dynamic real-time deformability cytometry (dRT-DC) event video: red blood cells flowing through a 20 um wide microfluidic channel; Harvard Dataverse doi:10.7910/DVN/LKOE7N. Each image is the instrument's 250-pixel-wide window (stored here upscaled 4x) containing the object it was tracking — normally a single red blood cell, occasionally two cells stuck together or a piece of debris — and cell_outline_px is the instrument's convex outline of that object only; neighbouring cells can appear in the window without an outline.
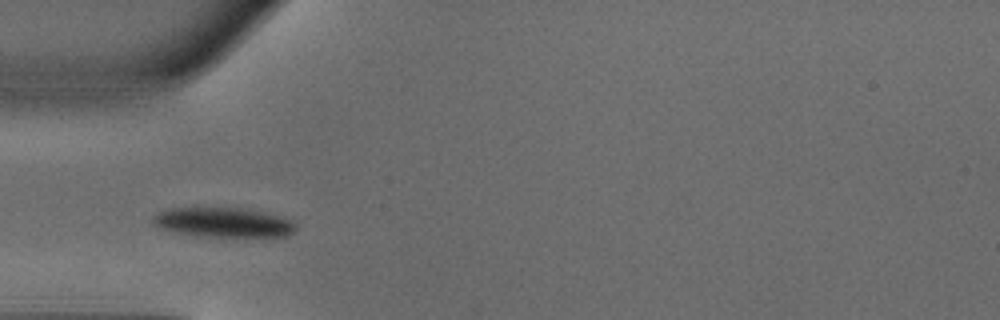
{"species": "common noctule bat (a hibernating species)", "species_latin": "Nyctalus noctula", "temperature_condition": "warm", "stored_images_in_passage": 34, "camera_frame_rate_fps": 3000, "um_per_image_px": 0.085, "animal": {"sex": "male", "body_mass_g": 18.8}, "frame": {"image": 1, "passage_image": 2, "time_ms": 0.333, "image_size_px": [1000, 320], "cell_outline_px": [[296, 228], [292, 232], [284, 236], [196, 236], [172, 232], [160, 228], [152, 224], [152, 216], [168, 208], [244, 208], [264, 212], [280, 216], [292, 220], [296, 224]], "centroid_in_image_um": [18.94, 18.9], "position_along_channel_um": 66.1, "area_um2": 24.68}}
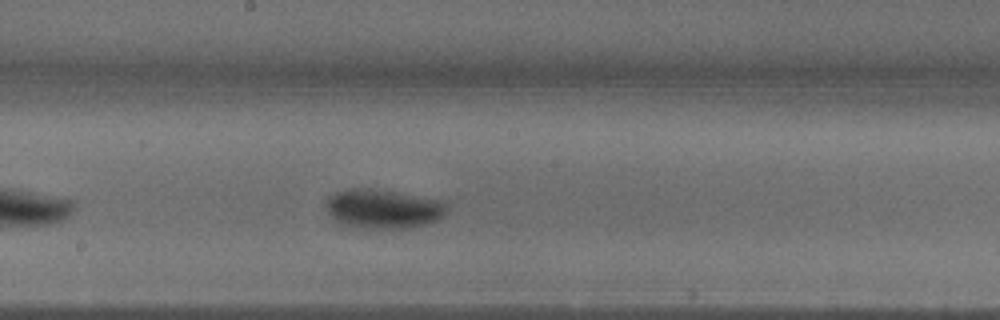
{"frame": {"image": 2, "passage_image": 13, "time_ms": 4.0, "image_size_px": [1000, 320], "cell_outline_px": [[448, 208], [444, 216], [436, 220], [424, 224], [408, 228], [352, 228], [332, 220], [324, 204], [324, 200], [328, 196], [336, 192], [348, 188], [372, 188], [444, 200], [448, 204]], "centroid_in_image_um": [32.53, 17.74], "position_along_channel_um": 215.7, "area_um2": 28.21}}
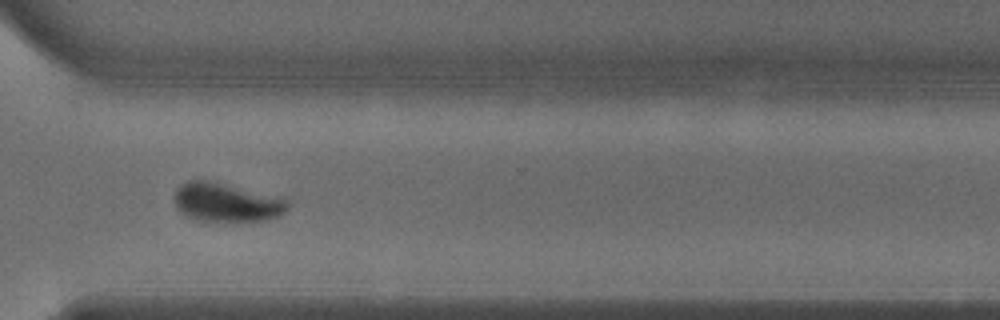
{"frame": {"image": 3, "passage_image": 23, "time_ms": 7.333, "image_size_px": [1000, 320], "cell_outline_px": [[288, 208], [280, 216], [268, 220], [200, 220], [188, 216], [180, 212], [176, 208], [176, 188], [180, 184], [188, 180], [208, 180], [284, 196], [288, 200]], "centroid_in_image_um": [19.31, 17.17], "position_along_channel_um": 351.3, "area_um2": 25.72}, "authors_computed_cell_mechanics": {"area_um2": 25.9233, "velocity_mm_per_s": 4.0754, "shape_relaxation_time_tau1_ms": 2.9169, "shape_relaxation_time_tau2_ms": 1.9651, "deformation_change_tau1": 0.1854, "deformation_change_tau2": 0.0488}}